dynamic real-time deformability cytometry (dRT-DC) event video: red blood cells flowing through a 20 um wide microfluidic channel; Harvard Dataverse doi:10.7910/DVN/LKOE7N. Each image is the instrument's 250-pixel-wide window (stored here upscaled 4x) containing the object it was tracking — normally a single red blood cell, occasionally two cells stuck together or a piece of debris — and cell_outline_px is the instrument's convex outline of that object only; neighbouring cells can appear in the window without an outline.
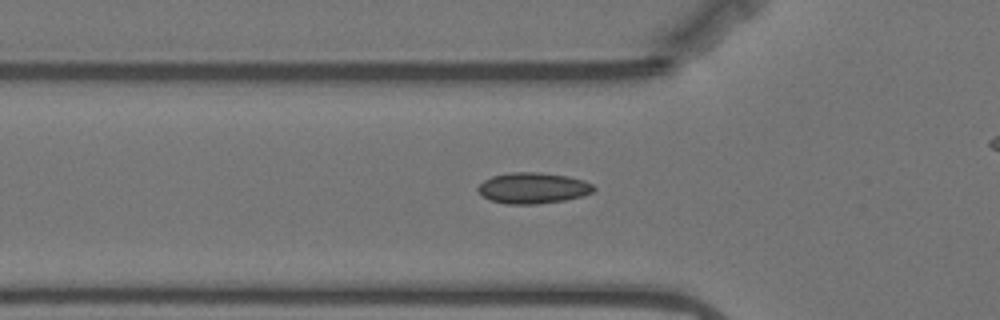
{"species": "Egyptian fruit bat (a non-hibernating species)", "species_latin": "Rousettus aegyptiacus", "temperature_condition": "warm", "stored_images_in_passage": 54, "camera_frame_rate_fps": 3000, "um_per_image_px": 0.085, "animal": {"sex": "female"}, "frame": {"image": 1, "passage_image": 17, "time_ms": 5.333, "image_size_px": [1000, 320], "cell_outline_px": [[596, 188], [592, 192], [584, 196], [564, 200], [536, 204], [504, 204], [488, 200], [476, 188], [484, 180], [492, 176], [512, 172], [540, 172], [568, 176], [584, 180], [592, 184]], "centroid_in_image_um": [45.31, 15.98], "position_along_channel_um": 80.5, "area_um2": 20.98}}
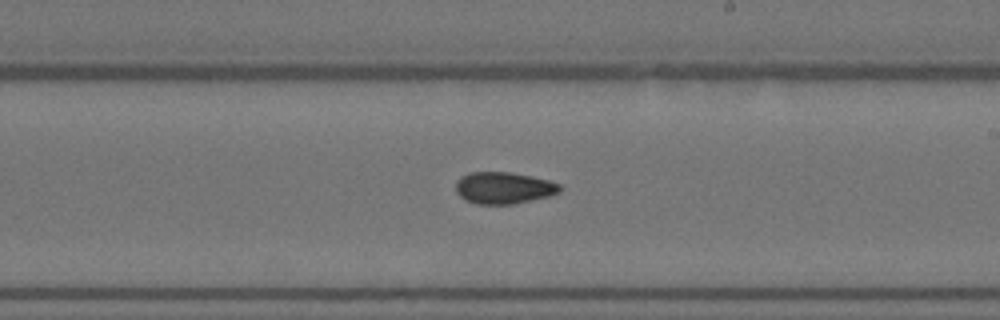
{"frame": {"image": 2, "passage_image": 31, "time_ms": 10.0, "image_size_px": [1000, 320], "cell_outline_px": [[560, 192], [548, 196], [532, 200], [512, 204], [476, 204], [464, 200], [456, 192], [456, 184], [460, 176], [472, 172], [508, 172], [548, 180], [560, 184]], "centroid_in_image_um": [42.78, 15.98], "position_along_channel_um": 246.2, "area_um2": 19.13}}
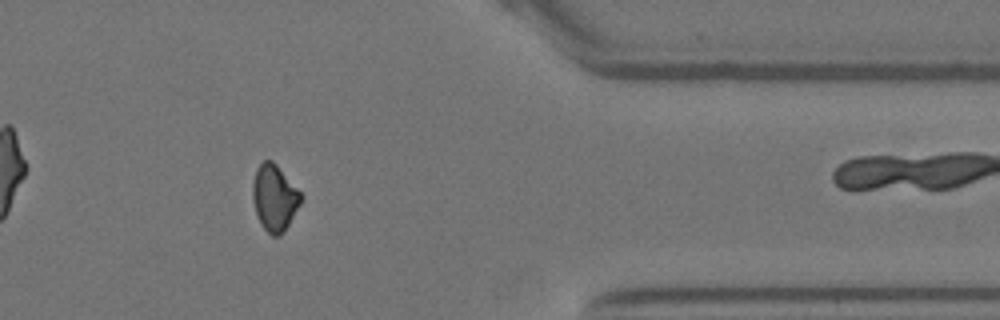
{"frame": {"image": 3, "passage_image": 45, "time_ms": 14.667, "image_size_px": [1000, 320], "cell_outline_px": [[304, 196], [300, 204], [284, 232], [280, 236], [272, 236], [260, 224], [252, 200], [252, 184], [256, 168], [264, 160], [272, 160], [276, 164]], "centroid_in_image_um": [23.32, 16.82], "position_along_channel_um": 388.1, "area_um2": 18.67}}